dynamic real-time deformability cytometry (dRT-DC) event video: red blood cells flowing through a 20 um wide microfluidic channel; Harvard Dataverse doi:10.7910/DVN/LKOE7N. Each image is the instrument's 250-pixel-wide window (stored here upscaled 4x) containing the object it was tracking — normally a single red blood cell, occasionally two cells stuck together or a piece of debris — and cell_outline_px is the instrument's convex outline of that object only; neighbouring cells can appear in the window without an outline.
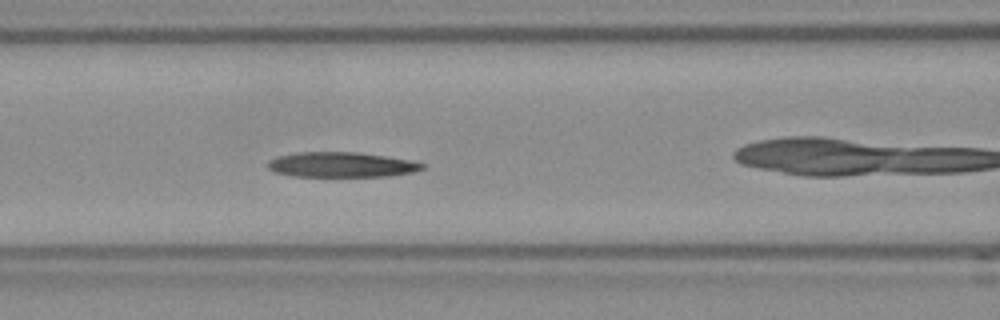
{"species": "Egyptian fruit bat (a non-hibernating species)", "species_latin": "Rousettus aegyptiacus", "temperature_condition": "room temperature", "stored_images_in_passage": 38, "camera_frame_rate_fps": 3000, "um_per_image_px": 0.085, "frame": {"image": 1, "passage_image": 6, "time_ms": 1.667, "image_size_px": [1000, 320], "cell_outline_px": [[424, 168], [412, 172], [388, 176], [292, 176], [276, 172], [268, 168], [268, 160], [276, 156], [296, 152], [356, 152], [384, 156], [408, 160], [424, 164]], "centroid_in_image_um": [28.96, 13.99], "position_along_channel_um": 137.6, "area_um2": 22.37}}